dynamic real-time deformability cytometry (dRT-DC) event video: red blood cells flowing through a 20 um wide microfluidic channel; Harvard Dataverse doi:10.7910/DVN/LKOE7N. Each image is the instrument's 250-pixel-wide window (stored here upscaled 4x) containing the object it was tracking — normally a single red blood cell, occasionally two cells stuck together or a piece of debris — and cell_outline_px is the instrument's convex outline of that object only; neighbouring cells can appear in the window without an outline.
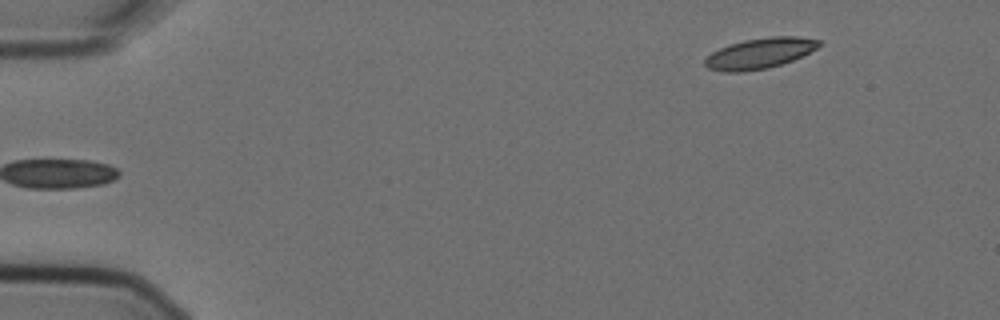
{"species": "Egyptian fruit bat (a non-hibernating species)", "species_latin": "Rousettus aegyptiacus", "temperature_condition": "cold", "stored_images_in_passage": 4, "camera_frame_rate_fps": 3000, "um_per_image_px": 0.085, "animal": {"sex": "female"}, "frame": {"image": 1, "passage_image": 4, "time_ms": 1.0, "image_size_px": [1000, 320], "cell_outline_px": [[820, 44], [816, 48], [792, 60], [768, 68], [744, 72], [720, 72], [708, 68], [704, 64], [704, 60], [712, 52], [720, 48], [744, 40], [768, 36], [796, 36], [820, 40]], "centroid_in_image_um": [64.54, 4.54], "position_along_channel_um": 20.5, "area_um2": 20.17}}